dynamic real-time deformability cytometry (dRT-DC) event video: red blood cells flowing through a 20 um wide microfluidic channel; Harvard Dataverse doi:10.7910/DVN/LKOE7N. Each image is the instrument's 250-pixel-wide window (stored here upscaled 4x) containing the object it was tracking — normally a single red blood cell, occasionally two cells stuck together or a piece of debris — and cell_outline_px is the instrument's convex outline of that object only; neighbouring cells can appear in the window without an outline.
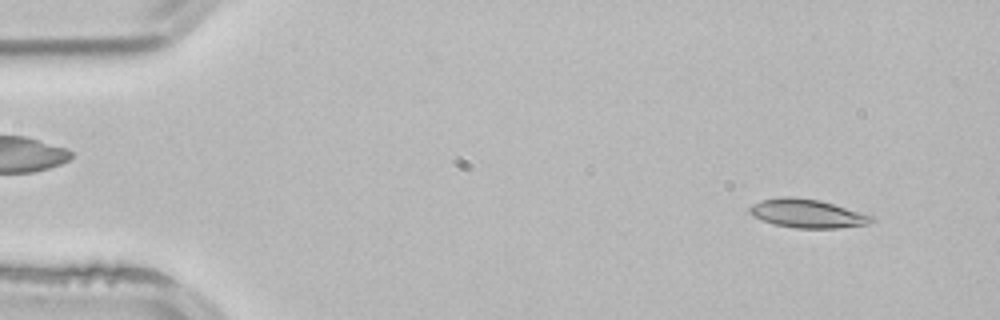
{"species": "common noctule bat (a hibernating species)", "species_latin": "Nyctalus noctula", "temperature_condition": "room temperature", "stored_images_in_passage": 52, "camera_frame_rate_fps": 3000, "um_per_image_px": 0.085, "animal": {"sex": "male", "body_mass_g": 21.5, "forearm_length_mm": 52.0}, "frame": {"image": 1, "passage_image": 4, "time_ms": 1.0, "image_size_px": [1000, 320], "cell_outline_px": [[876, 220], [868, 224], [836, 228], [796, 228], [772, 224], [760, 220], [752, 216], [748, 212], [748, 208], [752, 204], [760, 200], [784, 196], [792, 196], [820, 200], [876, 216]], "centroid_in_image_um": [68.61, 18.14], "position_along_channel_um": 16.4, "area_um2": 20.69}}
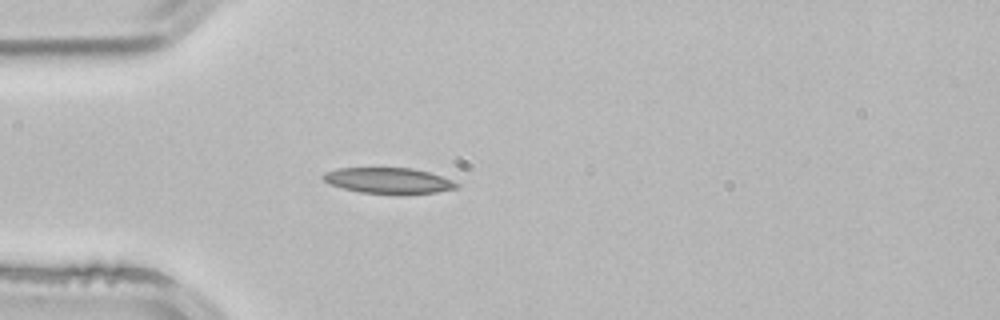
{"frame": {"image": 2, "passage_image": 14, "time_ms": 4.333, "image_size_px": [1000, 320], "cell_outline_px": [[460, 188], [436, 192], [360, 192], [328, 184], [320, 176], [324, 172], [340, 168], [412, 168], [428, 172], [452, 180], [460, 184]], "centroid_in_image_um": [33.0, 15.32], "position_along_channel_um": 52.0, "area_um2": 19.48}}
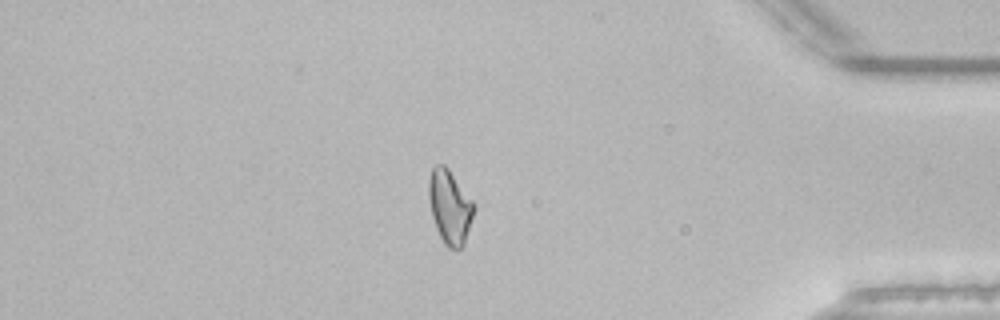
{"frame": {"image": 3, "passage_image": 44, "time_ms": 14.333, "image_size_px": [1000, 320], "cell_outline_px": [[476, 208], [464, 244], [460, 248], [448, 248], [444, 244], [436, 228], [432, 216], [428, 196], [428, 180], [432, 168], [436, 164], [444, 164], [448, 168], [476, 204]], "centroid_in_image_um": [38.24, 17.56], "position_along_channel_um": 397.0, "area_um2": 19.59}, "authors_computed_cell_mechanics": {"area_um2": 19.5364, "velocity_mm_per_s": 3.8783, "shape_relaxation_time_tau1_ms": null, "shape_relaxation_time_tau2_ms": 5.7942, "deformation_change_tau1": null, "deformation_change_tau2": 0.1421}}